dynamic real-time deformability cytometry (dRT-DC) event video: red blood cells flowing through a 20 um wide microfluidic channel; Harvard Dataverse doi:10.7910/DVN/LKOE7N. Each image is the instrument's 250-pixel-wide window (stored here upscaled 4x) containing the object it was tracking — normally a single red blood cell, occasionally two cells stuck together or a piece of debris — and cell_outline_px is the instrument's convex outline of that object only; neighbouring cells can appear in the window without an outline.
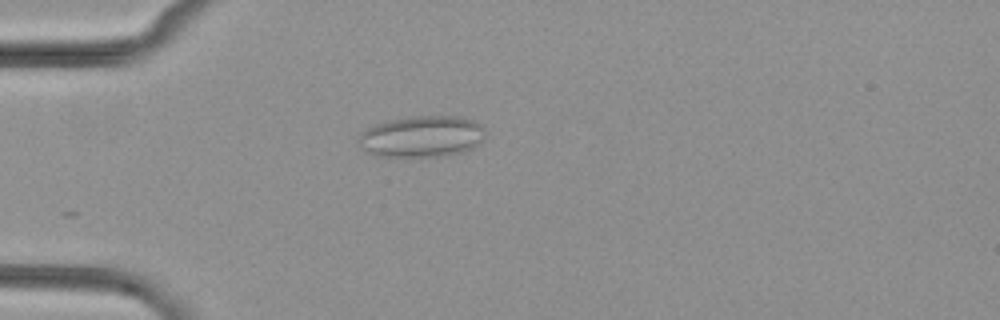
{"species": "common noctule bat (a hibernating species)", "species_latin": "Nyctalus noctula", "temperature_condition": "cold", "stored_images_in_passage": 4, "camera_frame_rate_fps": 3000, "um_per_image_px": 0.085, "animal": {"sex": "female", "body_mass_g": 29.2, "forearm_length_mm": 56.3}, "frame": {"image": 1, "passage_image": 1, "time_ms": 0.0, "image_size_px": [1000, 320], "cell_outline_px": [[488, 132], [484, 140], [480, 144], [464, 152], [436, 156], [380, 156], [368, 152], [356, 140], [360, 132], [376, 124], [388, 120], [416, 116], [460, 116], [472, 120], [480, 124]], "centroid_in_image_um": [35.91, 11.59], "position_along_channel_um": 49.1, "area_um2": 30.69}}